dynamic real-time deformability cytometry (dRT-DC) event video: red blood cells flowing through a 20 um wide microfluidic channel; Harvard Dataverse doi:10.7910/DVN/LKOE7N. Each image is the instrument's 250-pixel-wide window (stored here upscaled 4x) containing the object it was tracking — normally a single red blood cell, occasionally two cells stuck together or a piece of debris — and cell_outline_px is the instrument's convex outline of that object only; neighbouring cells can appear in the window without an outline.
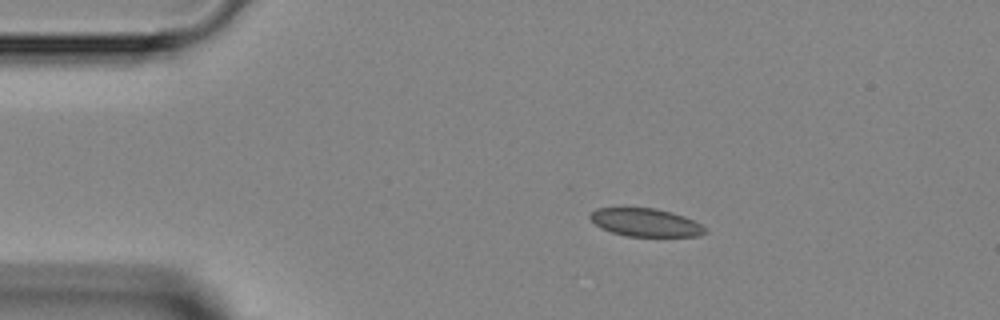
{"species": "Egyptian fruit bat (a non-hibernating species)", "species_latin": "Rousettus aegyptiacus", "temperature_condition": "room temperature", "stored_images_in_passage": 2, "camera_frame_rate_fps": 3000, "um_per_image_px": 0.085, "animal": {"sex": "female"}, "frame": {"image": 1, "passage_image": 2, "time_ms": 3.667, "image_size_px": [1000, 320], "cell_outline_px": [[708, 232], [700, 236], [628, 236], [612, 232], [600, 228], [588, 216], [596, 208], [656, 208], [672, 212], [684, 216], [708, 228]], "centroid_in_image_um": [54.91, 18.91], "position_along_channel_um": 30.1, "area_um2": 18.79}}